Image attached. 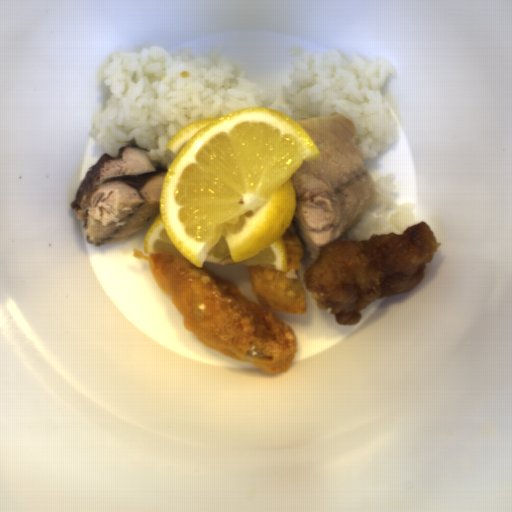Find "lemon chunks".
I'll return each instance as SVG.
<instances>
[{
  "label": "lemon chunks",
  "instance_id": "lemon-chunks-1",
  "mask_svg": "<svg viewBox=\"0 0 512 512\" xmlns=\"http://www.w3.org/2000/svg\"><path fill=\"white\" fill-rule=\"evenodd\" d=\"M176 156L143 253L183 257L195 267L289 269L282 238L295 218L292 177L320 159L314 139L286 112L247 107L196 119L166 145Z\"/></svg>",
  "mask_w": 512,
  "mask_h": 512
}]
</instances>
